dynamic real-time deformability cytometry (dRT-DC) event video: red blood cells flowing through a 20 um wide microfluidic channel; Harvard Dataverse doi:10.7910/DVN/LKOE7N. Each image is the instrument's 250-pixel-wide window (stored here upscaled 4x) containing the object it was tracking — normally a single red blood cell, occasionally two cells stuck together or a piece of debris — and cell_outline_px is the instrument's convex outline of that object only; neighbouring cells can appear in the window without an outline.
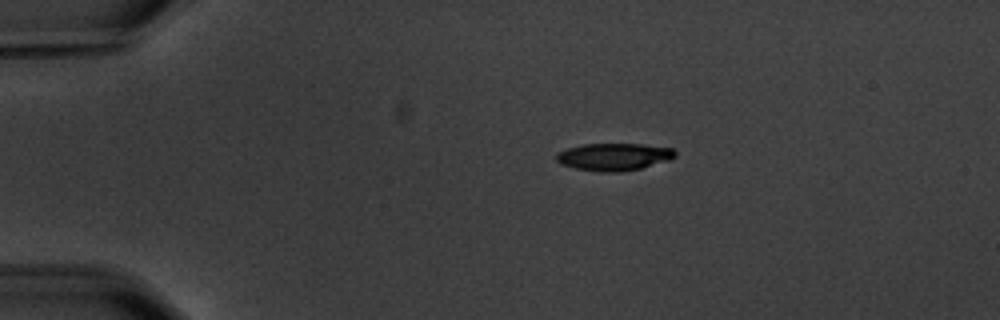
{"species": "common noctule bat (a hibernating species)", "species_latin": "Nyctalus noctula", "temperature_condition": "warm", "stored_images_in_passage": 4, "camera_frame_rate_fps": 3000, "um_per_image_px": 0.085, "animal": {"sex": "male", "body_mass_g": 20.1, "forearm_length_mm": 53.5}, "frame": {"image": 1, "passage_image": 3, "time_ms": 2.333, "image_size_px": [1000, 320], "cell_outline_px": [[676, 156], [668, 160], [640, 168], [620, 172], [600, 172], [576, 168], [560, 164], [556, 160], [556, 152], [568, 148], [584, 144], [640, 144], [672, 148], [676, 152]], "centroid_in_image_um": [52.15, 13.33], "position_along_channel_um": 32.9, "area_um2": 18.84}}